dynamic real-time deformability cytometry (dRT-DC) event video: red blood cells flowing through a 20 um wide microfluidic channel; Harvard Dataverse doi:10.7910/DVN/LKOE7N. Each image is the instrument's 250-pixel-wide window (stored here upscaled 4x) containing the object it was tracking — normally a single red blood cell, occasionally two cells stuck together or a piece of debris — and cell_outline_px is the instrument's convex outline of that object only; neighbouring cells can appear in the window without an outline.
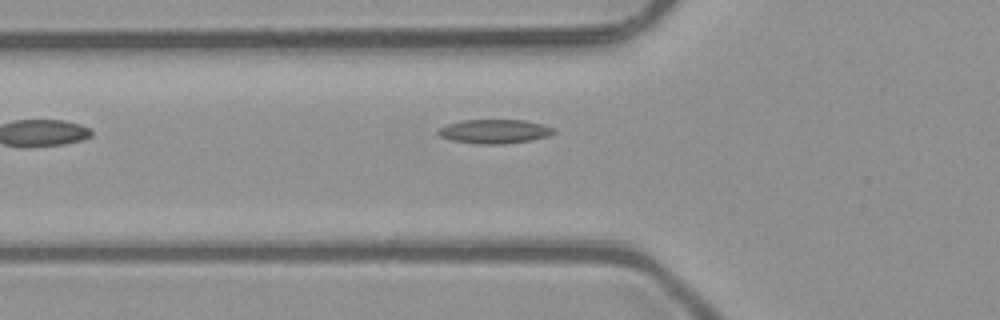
{"species": "common noctule bat (a hibernating species)", "species_latin": "Nyctalus noctula", "temperature_condition": "room temperature", "stored_images_in_passage": 3, "camera_frame_rate_fps": 3000, "um_per_image_px": 0.085, "animal": {"sex": "male", "body_mass_g": 23.1, "forearm_length_mm": 52.7}, "frame": {"image": 1, "passage_image": 3, "time_ms": 0.667, "image_size_px": [1000, 320], "cell_outline_px": [[556, 132], [548, 136], [532, 140], [504, 144], [476, 144], [452, 140], [440, 136], [436, 132], [440, 128], [448, 124], [464, 120], [524, 120], [544, 124], [556, 128]], "centroid_in_image_um": [42.09, 11.17], "position_along_channel_um": 83.7, "area_um2": 16.3}}